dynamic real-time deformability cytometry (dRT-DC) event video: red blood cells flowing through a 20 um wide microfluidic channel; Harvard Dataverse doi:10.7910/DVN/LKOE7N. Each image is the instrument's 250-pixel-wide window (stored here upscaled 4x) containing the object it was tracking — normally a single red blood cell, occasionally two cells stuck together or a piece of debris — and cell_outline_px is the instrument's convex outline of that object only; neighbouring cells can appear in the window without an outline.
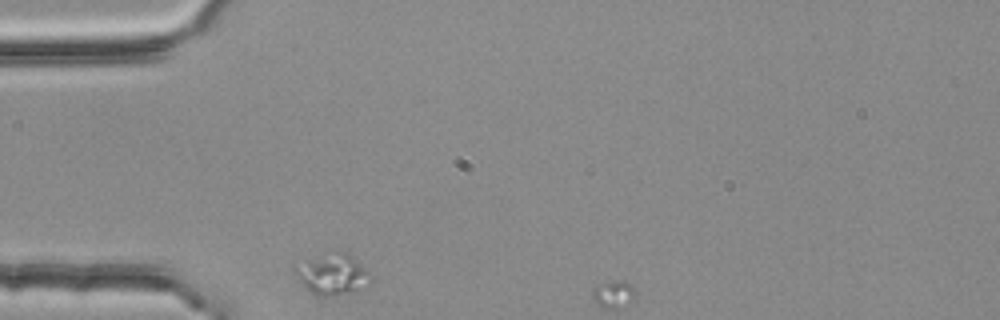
{"species": "common noctule bat (a hibernating species)", "species_latin": "Nyctalus noctula", "temperature_condition": "room temperature", "stored_images_in_passage": 1, "camera_frame_rate_fps": 3000, "um_per_image_px": 0.085, "animal": {"sex": "female", "body_mass_g": 25.1}, "frame": {"image": 1, "passage_image": 1, "time_ms": 0.0, "image_size_px": [1000, 320], "cell_outline_px": [[372, 276], [356, 288], [348, 292], [332, 296], [316, 296], [300, 280], [292, 268], [292, 264], [336, 252], [344, 252], [352, 256]], "centroid_in_image_um": [28.16, 23.29], "position_along_channel_um": 56.8, "area_um2": 16.99}}